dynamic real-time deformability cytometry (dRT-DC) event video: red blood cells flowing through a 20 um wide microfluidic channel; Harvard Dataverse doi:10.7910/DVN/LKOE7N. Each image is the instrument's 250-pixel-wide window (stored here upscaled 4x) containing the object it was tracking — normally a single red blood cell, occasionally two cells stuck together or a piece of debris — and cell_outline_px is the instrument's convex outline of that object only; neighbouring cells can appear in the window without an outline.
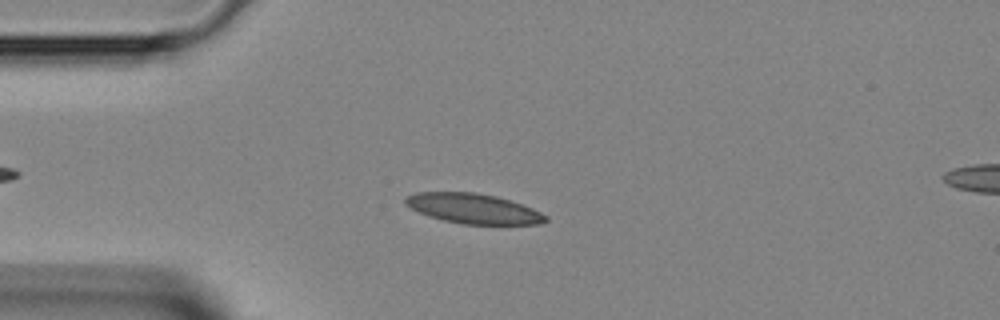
{"species": "Egyptian fruit bat (a non-hibernating species)", "species_latin": "Rousettus aegyptiacus", "temperature_condition": "room temperature", "stored_images_in_passage": 38, "camera_frame_rate_fps": 3000, "um_per_image_px": 0.085, "animal": {"sex": "female"}, "frame": {"image": 1, "passage_image": 10, "time_ms": 3.0, "image_size_px": [1000, 320], "cell_outline_px": [[548, 220], [540, 224], [464, 224], [444, 220], [428, 216], [404, 204], [404, 196], [416, 192], [476, 192], [496, 196], [532, 208], [548, 216]], "centroid_in_image_um": [40.21, 17.72], "position_along_channel_um": 44.8, "area_um2": 24.39}}
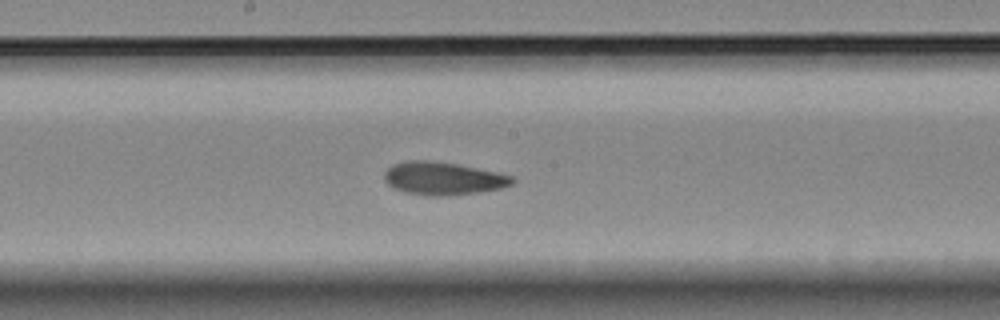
{"frame": {"image": 2, "passage_image": 22, "time_ms": 7.0, "image_size_px": [1000, 320], "cell_outline_px": [[516, 180], [512, 184], [500, 188], [476, 192], [448, 196], [428, 196], [408, 192], [396, 188], [388, 184], [384, 180], [384, 172], [392, 164], [404, 160], [432, 160], [460, 164], [496, 172], [512, 176]], "centroid_in_image_um": [37.64, 15.15], "position_along_channel_um": 210.6, "area_um2": 24.57}}
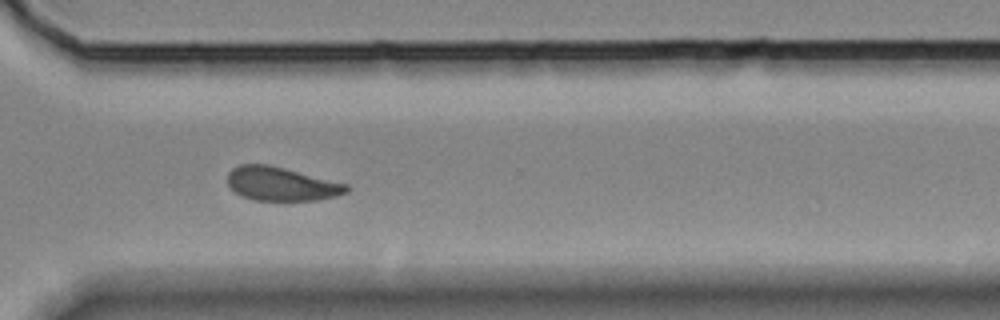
{"frame": {"image": 3, "passage_image": 31, "time_ms": 10.0, "image_size_px": [1000, 320], "cell_outline_px": [[352, 188], [348, 192], [336, 196], [316, 200], [256, 200], [244, 196], [236, 192], [228, 184], [228, 172], [232, 168], [240, 164], [268, 164], [348, 184]], "centroid_in_image_um": [23.94, 15.62], "position_along_channel_um": 346.7, "area_um2": 23.24}}